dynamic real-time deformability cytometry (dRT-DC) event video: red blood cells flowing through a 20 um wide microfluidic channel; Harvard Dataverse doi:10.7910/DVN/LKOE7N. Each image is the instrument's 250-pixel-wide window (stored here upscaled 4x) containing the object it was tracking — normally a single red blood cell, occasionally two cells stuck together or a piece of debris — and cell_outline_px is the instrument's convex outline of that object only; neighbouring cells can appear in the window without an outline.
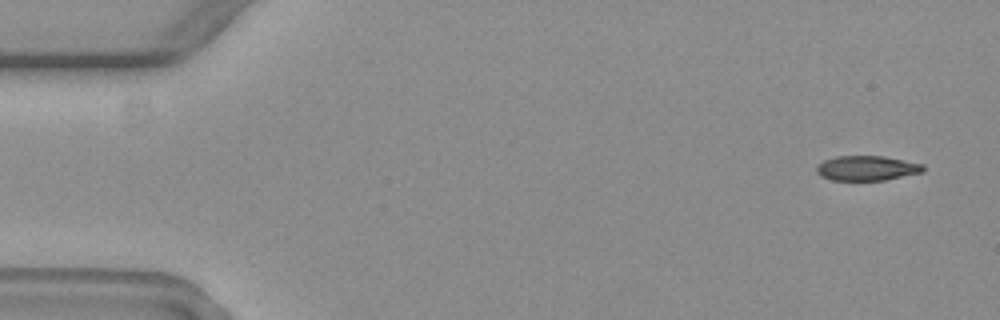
{"species": "common noctule bat (a hibernating species)", "species_latin": "Nyctalus noctula", "temperature_condition": "warm", "stored_images_in_passage": 5, "camera_frame_rate_fps": 3000, "um_per_image_px": 0.085, "animal": {"sex": "female", "body_mass_g": 19.3, "forearm_length_mm": 54.1}, "frame": {"image": 1, "passage_image": 1, "time_ms": 0.0, "image_size_px": [1000, 320], "cell_outline_px": [[924, 172], [884, 180], [832, 180], [820, 176], [816, 172], [816, 168], [824, 160], [836, 156], [884, 156], [924, 164]], "centroid_in_image_um": [73.7, 14.29], "position_along_channel_um": 11.3, "area_um2": 15.43}}